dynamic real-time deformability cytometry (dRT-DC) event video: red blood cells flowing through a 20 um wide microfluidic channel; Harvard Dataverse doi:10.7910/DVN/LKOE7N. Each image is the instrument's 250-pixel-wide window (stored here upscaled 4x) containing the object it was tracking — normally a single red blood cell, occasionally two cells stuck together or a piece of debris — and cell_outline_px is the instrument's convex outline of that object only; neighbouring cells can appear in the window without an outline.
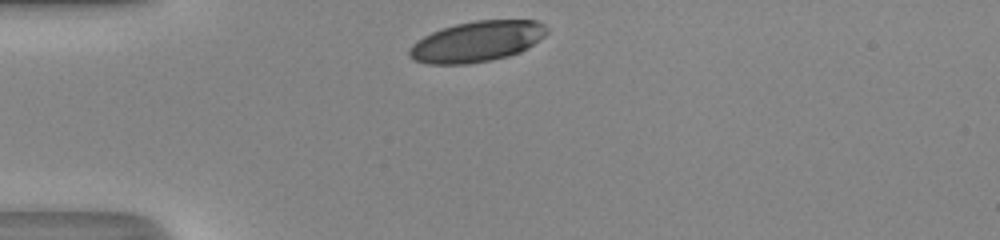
{"species": "human", "species_latin": "Homo sapiens", "temperature_condition": "room temperature", "stored_images_in_passage": 28, "camera_frame_rate_fps": 3000, "um_per_image_px": 0.085, "donor": {"sex": "male"}, "frame": {"image": 1, "passage_image": 1, "time_ms": 0.0, "image_size_px": [1000, 240], "cell_outline_px": [[548, 32], [544, 36], [520, 52], [508, 56], [492, 60], [468, 64], [428, 64], [412, 60], [408, 56], [408, 48], [416, 40], [432, 32], [456, 24], [476, 20], [536, 20], [544, 24], [548, 28]], "centroid_in_image_um": [40.51, 3.54], "position_along_channel_um": 44.5, "area_um2": 32.66}}
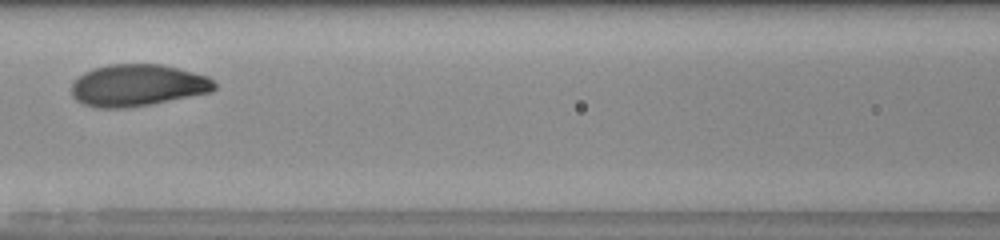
{"frame": {"image": 2, "passage_image": 11, "time_ms": 3.333, "image_size_px": [1000, 240], "cell_outline_px": [[216, 88], [212, 92], [152, 104], [128, 108], [96, 108], [84, 104], [76, 100], [72, 96], [72, 84], [84, 72], [92, 68], [108, 64], [160, 64], [208, 76], [216, 84]], "centroid_in_image_um": [11.69, 7.26], "position_along_channel_um": 154.9, "area_um2": 34.97}}
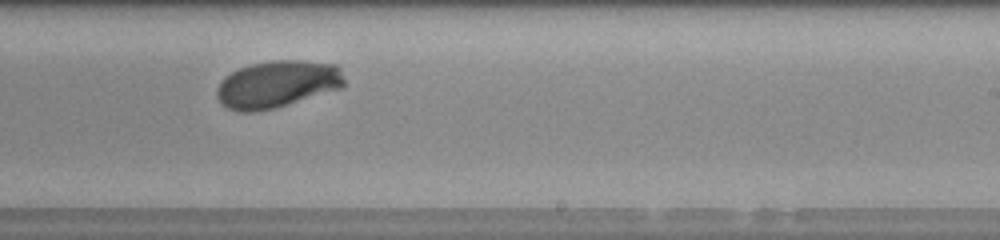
{"frame": {"image": 3, "passage_image": 19, "time_ms": 6.0, "image_size_px": [1000, 240], "cell_outline_px": [[344, 88], [272, 108], [252, 112], [240, 112], [228, 108], [216, 96], [216, 88], [220, 80], [224, 76], [240, 68], [252, 64], [272, 60], [304, 60], [336, 64], [340, 68], [344, 80]], "centroid_in_image_um": [23.57, 7.14], "position_along_channel_um": 265.4, "area_um2": 35.03}, "authors_computed_cell_mechanics": {"area_um2": 34.8823, "velocity_mm_per_s": 4.1574, "shape_relaxation_time_tau1_ms": 2.6867, "shape_relaxation_time_tau2_ms": null, "deformation_change_tau1": 0.1524, "deformation_change_tau2": null}}